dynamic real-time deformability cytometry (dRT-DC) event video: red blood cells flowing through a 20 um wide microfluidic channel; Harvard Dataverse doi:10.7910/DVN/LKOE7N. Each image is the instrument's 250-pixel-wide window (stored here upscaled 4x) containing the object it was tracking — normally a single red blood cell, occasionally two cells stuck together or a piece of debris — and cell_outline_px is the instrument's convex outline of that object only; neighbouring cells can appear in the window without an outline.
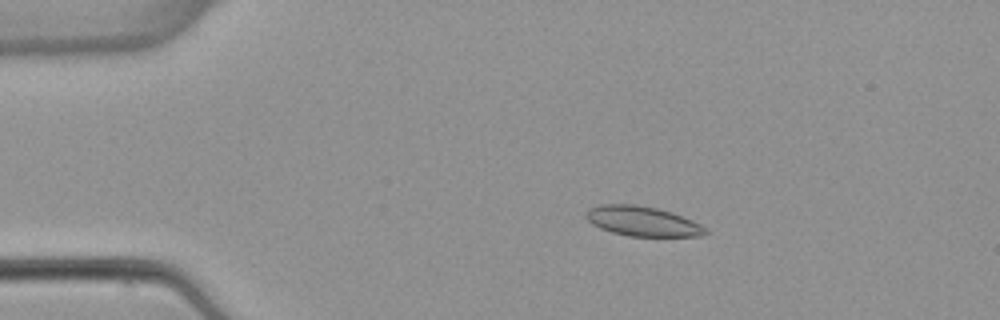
{"species": "common noctule bat (a hibernating species)", "species_latin": "Nyctalus noctula", "temperature_condition": "warm", "stored_images_in_passage": 7, "camera_frame_rate_fps": 3000, "um_per_image_px": 0.085, "animal": {"sex": "female", "body_mass_g": 22.7, "forearm_length_mm": 54.2}, "frame": {"image": 1, "passage_image": 3, "time_ms": 2.333, "image_size_px": [1000, 320], "cell_outline_px": [[708, 232], [704, 236], [628, 236], [612, 232], [600, 228], [592, 224], [584, 216], [584, 212], [588, 208], [600, 204], [636, 204], [656, 208], [672, 212], [692, 220], [700, 224]], "centroid_in_image_um": [54.57, 18.79], "position_along_channel_um": 30.4, "area_um2": 20.87}}
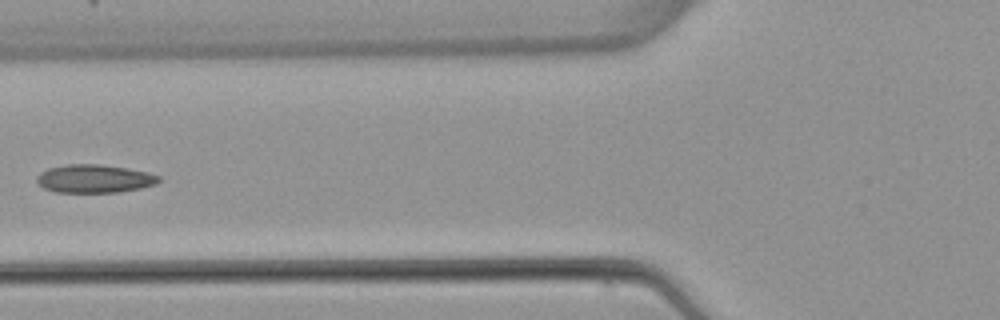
{"frame": {"image": 2, "passage_image": 6, "time_ms": 6.0, "image_size_px": [1000, 320], "cell_outline_px": [[160, 180], [156, 184], [140, 188], [120, 192], [56, 192], [44, 188], [36, 180], [36, 176], [40, 172], [48, 168], [68, 164], [100, 164], [128, 168], [148, 172], [160, 176]], "centroid_in_image_um": [8.03, 15.18], "position_along_channel_um": 117.8, "area_um2": 20.11}}
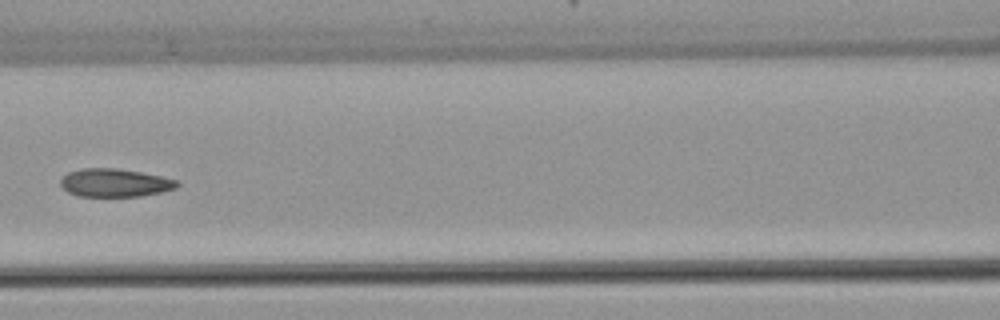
{"frame": {"image": 3, "passage_image": 7, "time_ms": 7.0, "image_size_px": [1000, 320], "cell_outline_px": [[180, 184], [176, 188], [160, 192], [140, 196], [76, 196], [68, 192], [60, 184], [60, 180], [68, 172], [84, 168], [116, 168], [140, 172], [160, 176], [176, 180]], "centroid_in_image_um": [9.74, 15.54], "position_along_channel_um": 156.9, "area_um2": 18.96}}